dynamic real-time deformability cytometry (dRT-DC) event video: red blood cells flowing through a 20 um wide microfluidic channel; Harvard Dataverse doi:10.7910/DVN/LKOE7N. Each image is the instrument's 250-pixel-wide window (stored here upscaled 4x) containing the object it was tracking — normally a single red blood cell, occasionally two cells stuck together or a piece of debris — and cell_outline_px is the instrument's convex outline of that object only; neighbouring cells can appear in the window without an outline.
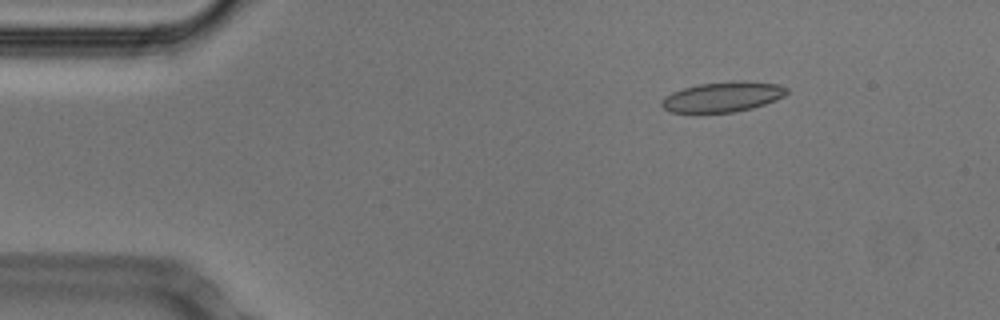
{"species": "Egyptian fruit bat (a non-hibernating species)", "species_latin": "Rousettus aegyptiacus", "temperature_condition": "cold", "stored_images_in_passage": 16, "camera_frame_rate_fps": 3000, "um_per_image_px": 0.085, "animal": {"sex": "male"}, "frame": {"image": 1, "passage_image": 7, "time_ms": 2.0, "image_size_px": [1000, 320], "cell_outline_px": [[788, 92], [784, 96], [776, 100], [752, 108], [736, 112], [696, 116], [668, 112], [660, 104], [660, 100], [664, 96], [672, 92], [684, 88], [700, 84], [732, 80], [744, 80], [780, 84], [788, 88]], "centroid_in_image_um": [61.37, 8.28], "position_along_channel_um": 23.6, "area_um2": 23.18}}